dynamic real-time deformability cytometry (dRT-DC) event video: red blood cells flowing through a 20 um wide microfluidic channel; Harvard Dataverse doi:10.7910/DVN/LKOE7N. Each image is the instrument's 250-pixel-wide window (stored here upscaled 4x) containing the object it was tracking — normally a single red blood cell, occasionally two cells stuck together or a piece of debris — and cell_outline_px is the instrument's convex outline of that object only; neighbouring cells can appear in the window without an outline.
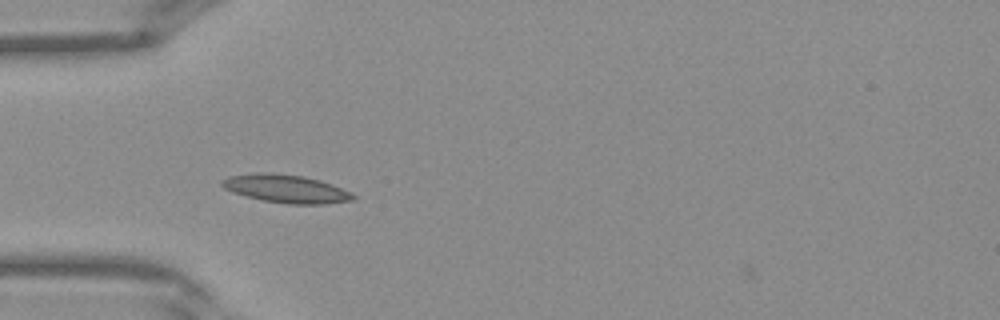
{"species": "Egyptian fruit bat (a non-hibernating species)", "species_latin": "Rousettus aegyptiacus", "temperature_condition": "warm", "stored_images_in_passage": 29, "camera_frame_rate_fps": 3000, "um_per_image_px": 0.085, "frame": {"image": 1, "passage_image": 1, "time_ms": 0.0, "image_size_px": [1000, 320], "cell_outline_px": [[356, 200], [324, 204], [288, 204], [264, 200], [232, 192], [224, 188], [220, 184], [220, 180], [228, 176], [256, 172], [272, 172], [304, 176], [320, 180], [332, 184], [352, 192], [356, 196]], "centroid_in_image_um": [24.33, 16.03], "position_along_channel_um": 60.7, "area_um2": 21.73}}
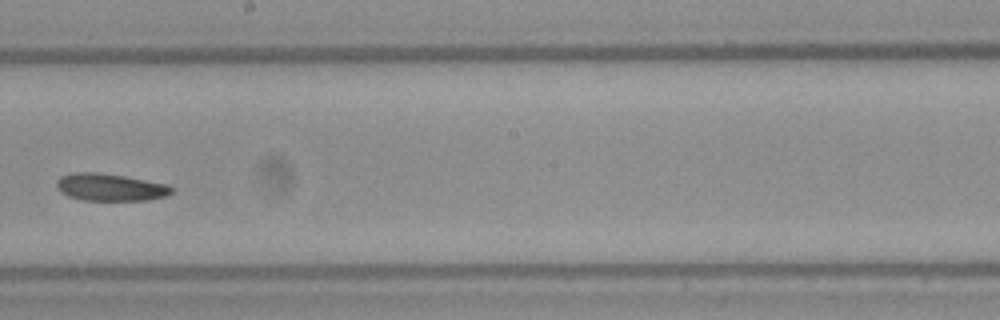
{"frame": {"image": 2, "passage_image": 12, "time_ms": 3.667, "image_size_px": [1000, 320], "cell_outline_px": [[172, 192], [164, 196], [148, 200], [84, 200], [68, 196], [60, 192], [56, 184], [56, 180], [60, 176], [72, 172], [96, 172], [124, 176], [168, 184], [172, 188]], "centroid_in_image_um": [9.33, 15.91], "position_along_channel_um": 238.9, "area_um2": 18.26}}
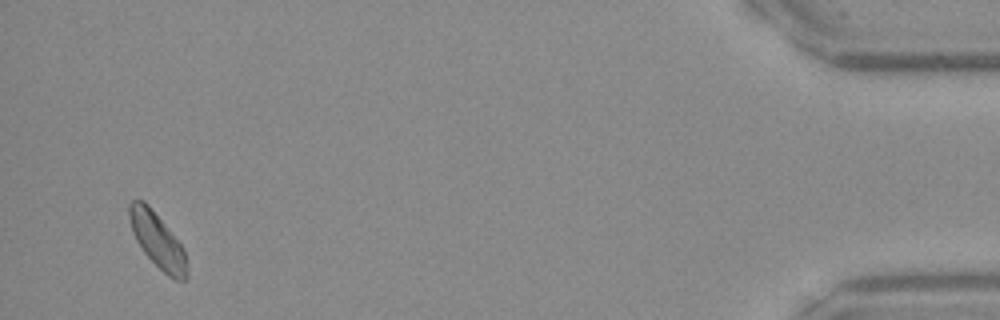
{"frame": {"image": 3, "passage_image": 28, "time_ms": 9.0, "image_size_px": [1000, 320], "cell_outline_px": [[188, 280], [184, 284], [168, 276], [144, 252], [136, 240], [132, 232], [128, 216], [128, 204], [132, 200], [144, 200], [148, 204], [180, 244], [184, 252], [188, 272]], "centroid_in_image_um": [13.38, 20.46], "position_along_channel_um": 421.8, "area_um2": 18.26}}